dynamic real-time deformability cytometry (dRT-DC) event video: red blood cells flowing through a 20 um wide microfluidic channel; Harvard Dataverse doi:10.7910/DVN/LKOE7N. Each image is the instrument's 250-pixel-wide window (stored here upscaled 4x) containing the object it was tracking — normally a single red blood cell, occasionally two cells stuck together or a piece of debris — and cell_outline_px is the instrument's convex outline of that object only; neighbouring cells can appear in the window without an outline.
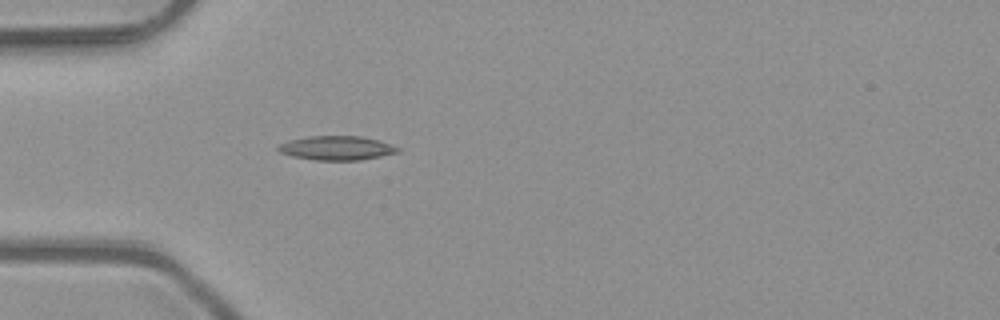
{"species": "common noctule bat (a hibernating species)", "species_latin": "Nyctalus noctula", "temperature_condition": "room temperature", "stored_images_in_passage": 4, "camera_frame_rate_fps": 3000, "um_per_image_px": 0.085, "animal": {"sex": "male", "body_mass_g": 23.1, "forearm_length_mm": 52.7}, "frame": {"image": 1, "passage_image": 4, "time_ms": 1.0, "image_size_px": [1000, 320], "cell_outline_px": [[400, 152], [360, 160], [316, 160], [292, 156], [280, 152], [276, 148], [276, 144], [288, 140], [308, 136], [360, 136], [380, 140], [400, 148]], "centroid_in_image_um": [28.59, 12.57], "position_along_channel_um": 56.4, "area_um2": 16.94}}